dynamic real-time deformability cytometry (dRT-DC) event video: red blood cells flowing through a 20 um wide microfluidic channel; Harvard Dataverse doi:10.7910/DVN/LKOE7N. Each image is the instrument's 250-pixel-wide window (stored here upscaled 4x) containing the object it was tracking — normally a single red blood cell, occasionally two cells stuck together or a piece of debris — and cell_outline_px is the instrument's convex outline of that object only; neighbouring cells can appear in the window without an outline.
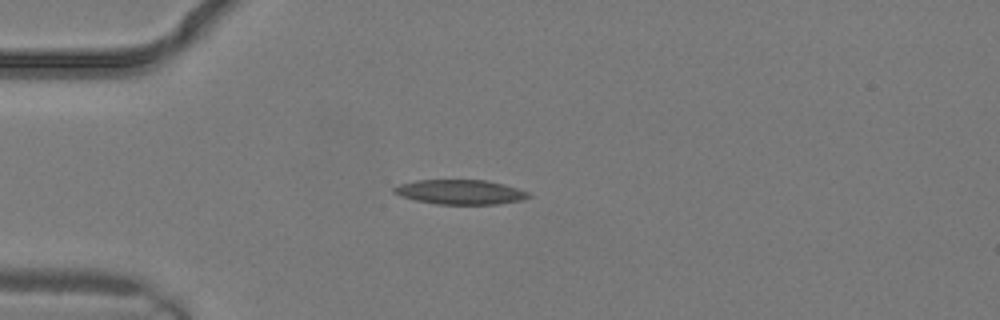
{"species": "common noctule bat (a hibernating species)", "species_latin": "Nyctalus noctula", "temperature_condition": "warm", "stored_images_in_passage": 1, "camera_frame_rate_fps": 3000, "um_per_image_px": 0.085, "animal": {"sex": "male", "body_mass_g": 19.2, "forearm_length_mm": 51.8}, "frame": {"image": 1, "passage_image": 1, "time_ms": 0.0, "image_size_px": [1000, 320], "cell_outline_px": [[532, 196], [524, 200], [496, 204], [436, 204], [416, 200], [400, 196], [392, 192], [392, 188], [400, 184], [416, 180], [484, 180], [504, 184], [528, 192]], "centroid_in_image_um": [39.11, 16.32], "position_along_channel_um": 45.9, "area_um2": 19.31}}